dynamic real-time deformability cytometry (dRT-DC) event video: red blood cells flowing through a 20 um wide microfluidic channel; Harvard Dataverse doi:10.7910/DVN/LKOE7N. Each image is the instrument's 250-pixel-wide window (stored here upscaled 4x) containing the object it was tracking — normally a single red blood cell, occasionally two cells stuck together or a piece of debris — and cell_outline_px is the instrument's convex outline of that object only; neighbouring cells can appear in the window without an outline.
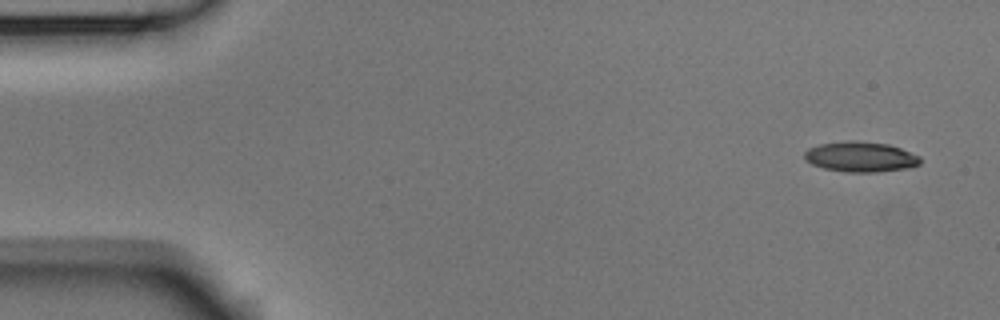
{"species": "Egyptian fruit bat (a non-hibernating species)", "species_latin": "Rousettus aegyptiacus", "temperature_condition": "room temperature", "stored_images_in_passage": 5, "segment_of_instrument_passage": [1, 2], "camera_frame_rate_fps": 3000, "um_per_image_px": 0.085, "animal": {"sex": "male"}, "frame": {"image": 1, "passage_image": 1, "time_ms": 0.0, "image_size_px": [1000, 320], "cell_outline_px": [[920, 164], [908, 168], [876, 172], [844, 172], [824, 168], [812, 164], [804, 156], [804, 152], [808, 148], [820, 144], [844, 140], [856, 140], [888, 144], [900, 148], [920, 156]], "centroid_in_image_um": [73.15, 13.32], "position_along_channel_um": 11.9, "area_um2": 20.46}}